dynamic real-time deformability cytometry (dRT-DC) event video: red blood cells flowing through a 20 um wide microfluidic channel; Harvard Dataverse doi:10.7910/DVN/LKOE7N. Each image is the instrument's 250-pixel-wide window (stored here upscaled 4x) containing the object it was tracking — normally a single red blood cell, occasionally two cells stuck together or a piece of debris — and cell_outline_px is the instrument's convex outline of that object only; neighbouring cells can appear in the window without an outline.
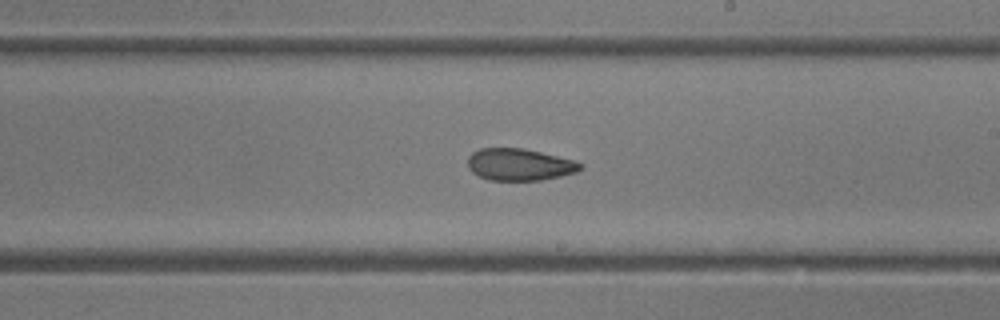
{"species": "common noctule bat (a hibernating species)", "species_latin": "Nyctalus noctula", "temperature_condition": "room temperature", "stored_images_in_passage": 25, "camera_frame_rate_fps": 3000, "um_per_image_px": 0.085, "animal": {"sex": "female"}, "frame": {"image": 1, "passage_image": 18, "time_ms": 5.667, "image_size_px": [1000, 320], "cell_outline_px": [[584, 168], [576, 172], [560, 176], [540, 180], [488, 180], [472, 172], [468, 168], [468, 156], [472, 152], [480, 148], [524, 148], [572, 160], [584, 164]], "centroid_in_image_um": [44.14, 13.98], "position_along_channel_um": 244.9, "area_um2": 20.92}}
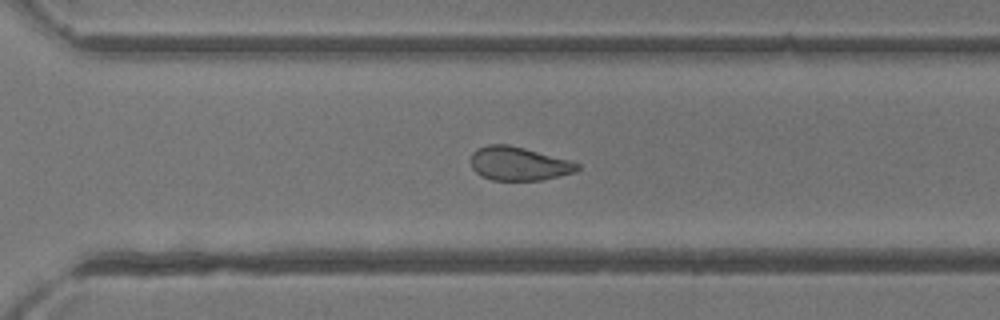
{"frame": {"image": 2, "passage_image": 22, "time_ms": 7.0, "image_size_px": [1000, 320], "cell_outline_px": [[580, 168], [576, 172], [540, 180], [492, 180], [480, 176], [472, 168], [468, 160], [472, 152], [476, 148], [488, 144], [508, 144], [524, 148], [568, 160], [580, 164]], "centroid_in_image_um": [44.02, 13.9], "position_along_channel_um": 326.6, "area_um2": 21.04}}